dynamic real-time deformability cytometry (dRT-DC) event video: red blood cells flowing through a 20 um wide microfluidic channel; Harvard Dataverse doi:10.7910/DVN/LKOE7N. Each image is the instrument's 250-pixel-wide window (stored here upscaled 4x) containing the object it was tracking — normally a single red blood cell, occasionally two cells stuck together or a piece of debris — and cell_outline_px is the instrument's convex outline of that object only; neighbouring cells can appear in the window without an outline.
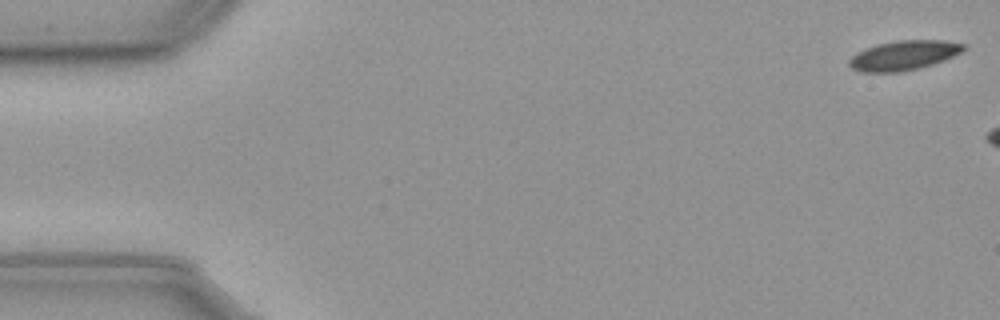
{"species": "common noctule bat (a hibernating species)", "species_latin": "Nyctalus noctula", "temperature_condition": "cold", "stored_images_in_passage": 6, "camera_frame_rate_fps": 3000, "um_per_image_px": 0.085, "animal": {"sex": "male", "body_mass_g": 23.1, "forearm_length_mm": 52.7}, "frame": {"image": 1, "passage_image": 1, "time_ms": 0.0, "image_size_px": [1000, 320], "cell_outline_px": [[968, 48], [944, 60], [920, 68], [900, 72], [860, 72], [852, 68], [848, 64], [848, 60], [856, 52], [864, 48], [876, 44], [896, 40], [944, 40], [968, 44]], "centroid_in_image_um": [76.81, 4.69], "position_along_channel_um": 8.2, "area_um2": 20.0}}